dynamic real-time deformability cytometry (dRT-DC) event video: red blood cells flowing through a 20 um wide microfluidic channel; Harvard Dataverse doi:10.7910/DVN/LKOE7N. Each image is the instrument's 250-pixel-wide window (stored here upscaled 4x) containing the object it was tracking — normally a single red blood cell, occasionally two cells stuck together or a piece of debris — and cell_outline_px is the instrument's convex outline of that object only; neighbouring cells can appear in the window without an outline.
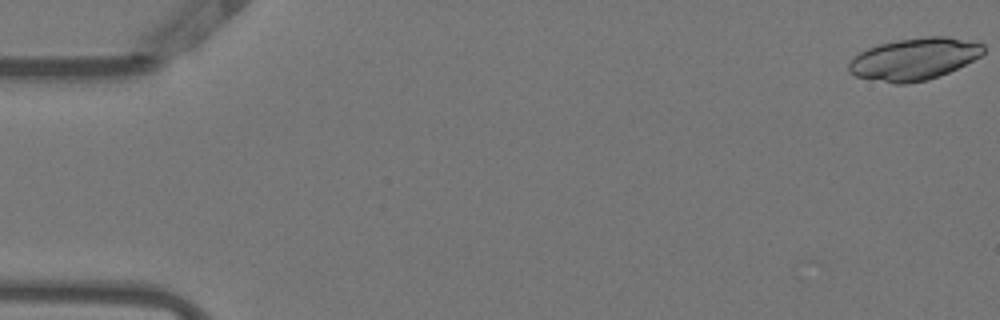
{"species": "Egyptian fruit bat (a non-hibernating species)", "species_latin": "Rousettus aegyptiacus", "temperature_condition": "warm", "stored_images_in_passage": 53, "camera_frame_rate_fps": 3000, "um_per_image_px": 0.085, "animal": {"sex": "female"}, "frame": {"image": 1, "passage_image": 1, "time_ms": 0.0, "image_size_px": [1000, 320], "cell_outline_px": [[984, 52], [980, 56], [948, 72], [928, 80], [908, 84], [896, 84], [856, 76], [848, 72], [848, 64], [860, 52], [868, 48], [880, 44], [900, 40], [924, 36], [948, 36], [984, 44]], "centroid_in_image_um": [77.7, 5.02], "position_along_channel_um": 7.3, "area_um2": 32.66}}
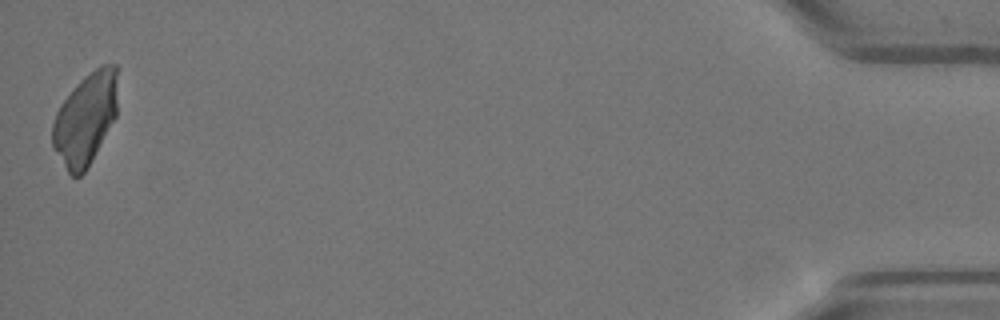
{"frame": {"image": 2, "passage_image": 53, "time_ms": 17.333, "image_size_px": [1000, 320], "cell_outline_px": [[116, 116], [84, 172], [80, 176], [72, 176], [68, 172], [52, 144], [52, 124], [56, 112], [60, 104], [76, 84], [84, 76], [100, 64], [116, 64]], "centroid_in_image_um": [7.24, 10.06], "position_along_channel_um": 428.0, "area_um2": 34.28}}